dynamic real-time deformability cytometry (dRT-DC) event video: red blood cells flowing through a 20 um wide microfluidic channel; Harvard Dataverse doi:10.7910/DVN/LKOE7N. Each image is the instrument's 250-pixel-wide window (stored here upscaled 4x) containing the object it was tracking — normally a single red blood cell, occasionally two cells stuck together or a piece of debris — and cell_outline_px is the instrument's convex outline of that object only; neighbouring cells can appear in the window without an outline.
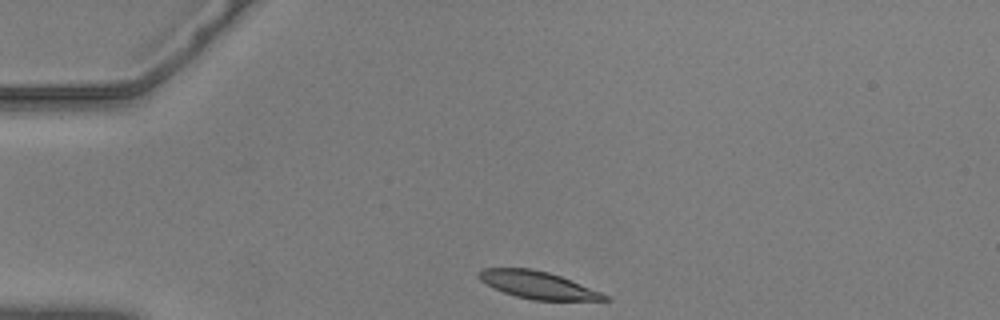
{"species": "common noctule bat (a hibernating species)", "species_latin": "Nyctalus noctula", "temperature_condition": "warm", "stored_images_in_passage": 37, "camera_frame_rate_fps": 3000, "um_per_image_px": 0.085, "animal": {"sex": "male", "body_mass_g": 20.5, "forearm_length_mm": 52.5}, "frame": {"image": 1, "passage_image": 1, "time_ms": 0.0, "image_size_px": [1000, 320], "cell_outline_px": [[612, 300], [532, 300], [516, 296], [504, 292], [480, 280], [476, 276], [476, 272], [480, 268], [532, 268], [548, 272], [560, 276], [600, 292], [608, 296]], "centroid_in_image_um": [45.66, 24.21], "position_along_channel_um": 39.3, "area_um2": 19.83}}
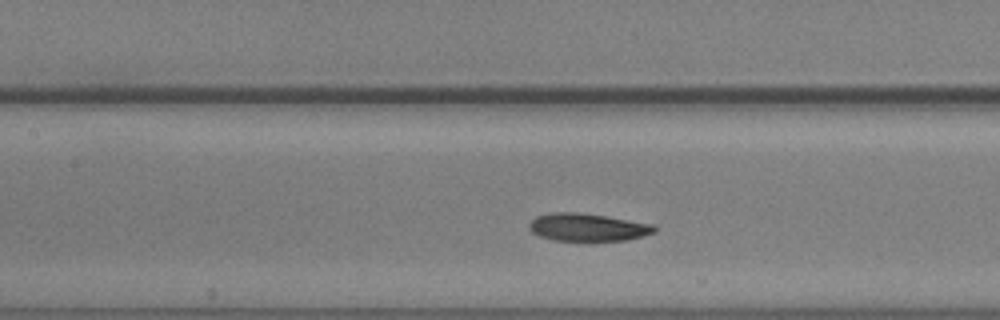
{"frame": {"image": 2, "passage_image": 14, "time_ms": 4.333, "image_size_px": [1000, 320], "cell_outline_px": [[656, 232], [644, 236], [628, 240], [552, 240], [540, 236], [532, 232], [528, 228], [528, 224], [536, 216], [552, 212], [576, 212], [604, 216], [656, 224]], "centroid_in_image_um": [49.97, 19.31], "position_along_channel_um": 157.4, "area_um2": 20.23}}
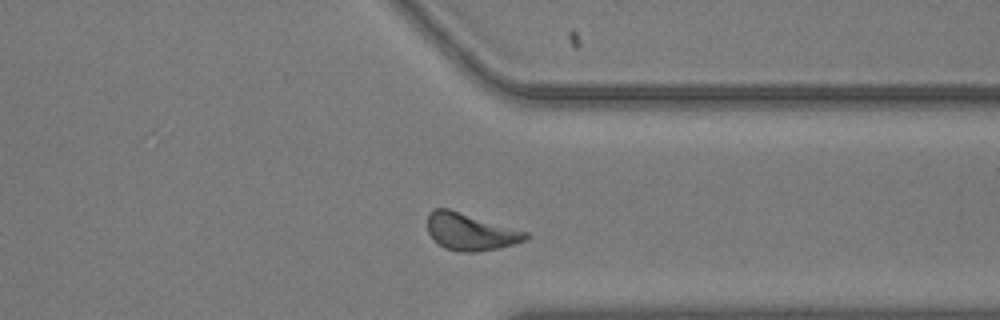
{"frame": {"image": 3, "passage_image": 32, "time_ms": 10.333, "image_size_px": [1000, 320], "cell_outline_px": [[528, 236], [524, 240], [500, 248], [476, 252], [464, 252], [444, 248], [428, 232], [428, 212], [432, 208], [448, 208], [528, 232]], "centroid_in_image_um": [39.96, 19.69], "position_along_channel_um": 371.4, "area_um2": 20.98}, "authors_computed_cell_mechanics": {"area_um2": 20.808, "velocity_mm_per_s": 3.5792, "shape_relaxation_time_tau1_ms": 2.9838, "shape_relaxation_time_tau2_ms": 3.19, "deformation_change_tau1": 0.1432, "deformation_change_tau2": 0.0952}}